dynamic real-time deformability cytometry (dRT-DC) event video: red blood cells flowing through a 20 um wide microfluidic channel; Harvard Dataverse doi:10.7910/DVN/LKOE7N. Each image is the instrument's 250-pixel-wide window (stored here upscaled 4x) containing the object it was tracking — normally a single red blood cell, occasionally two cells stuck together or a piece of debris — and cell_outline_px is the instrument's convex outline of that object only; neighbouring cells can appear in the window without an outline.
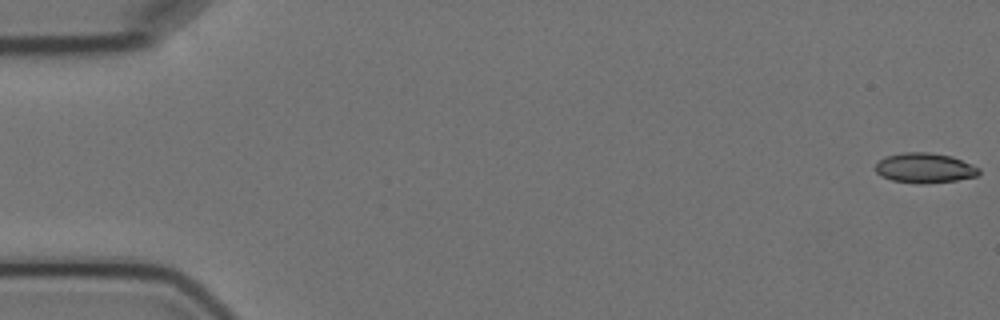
{"species": "Egyptian fruit bat (a non-hibernating species)", "species_latin": "Rousettus aegyptiacus", "temperature_condition": "cold", "stored_images_in_passage": 8, "camera_frame_rate_fps": 3000, "um_per_image_px": 0.085, "animal": {"sex": "female"}, "frame": {"image": 1, "passage_image": 1, "time_ms": 0.0, "image_size_px": [1000, 320], "cell_outline_px": [[980, 172], [976, 176], [956, 180], [924, 184], [892, 180], [880, 176], [876, 172], [876, 164], [884, 156], [904, 152], [928, 152], [952, 156], [980, 168]], "centroid_in_image_um": [78.58, 14.27], "position_along_channel_um": 6.4, "area_um2": 18.03}}
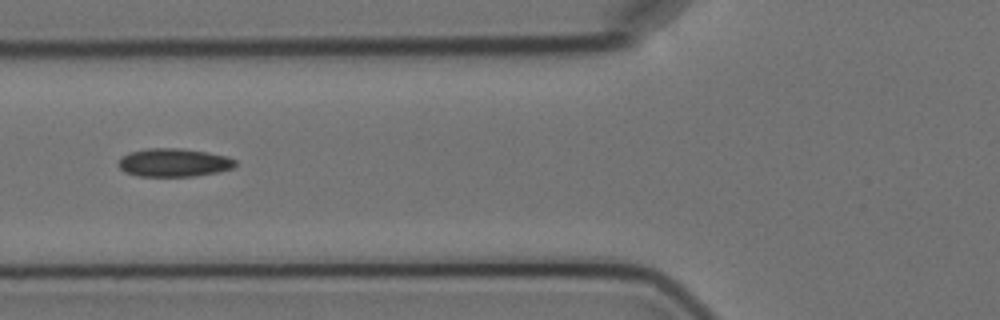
{"frame": {"image": 2, "passage_image": 7, "time_ms": 7.0, "image_size_px": [1000, 320], "cell_outline_px": [[236, 164], [232, 168], [220, 172], [196, 176], [140, 176], [124, 172], [120, 168], [120, 156], [128, 152], [148, 148], [180, 148], [208, 152], [228, 156], [236, 160]], "centroid_in_image_um": [14.8, 13.81], "position_along_channel_um": 111.0, "area_um2": 19.42}}
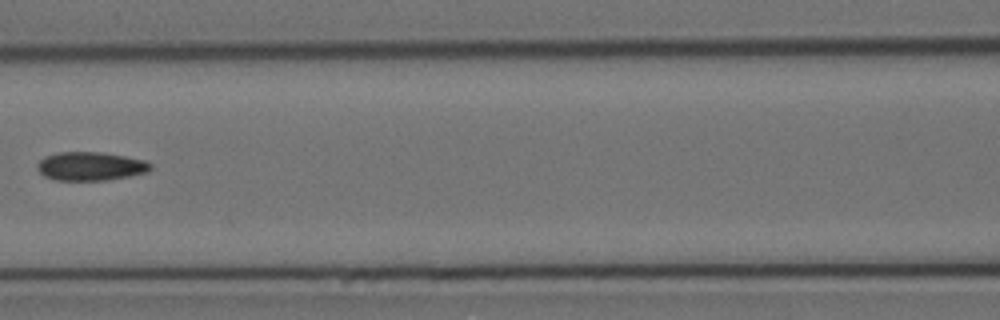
{"frame": {"image": 3, "passage_image": 8, "time_ms": 8.333, "image_size_px": [1000, 320], "cell_outline_px": [[152, 168], [148, 172], [108, 180], [56, 180], [44, 176], [36, 168], [36, 164], [44, 156], [60, 152], [100, 152], [124, 156], [144, 160], [152, 164]], "centroid_in_image_um": [7.68, 14.13], "position_along_channel_um": 158.9, "area_um2": 18.9}}